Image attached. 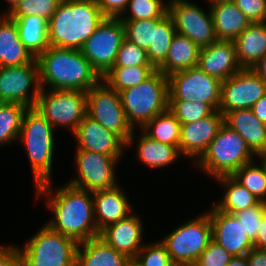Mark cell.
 <instances>
[{
	"mask_svg": "<svg viewBox=\"0 0 266 266\" xmlns=\"http://www.w3.org/2000/svg\"><path fill=\"white\" fill-rule=\"evenodd\" d=\"M72 136L76 140L75 149L112 155L115 158H123V152H126V143L117 134L87 115Z\"/></svg>",
	"mask_w": 266,
	"mask_h": 266,
	"instance_id": "obj_18",
	"label": "cell"
},
{
	"mask_svg": "<svg viewBox=\"0 0 266 266\" xmlns=\"http://www.w3.org/2000/svg\"><path fill=\"white\" fill-rule=\"evenodd\" d=\"M131 66L154 67L149 60L147 51L124 38L113 67Z\"/></svg>",
	"mask_w": 266,
	"mask_h": 266,
	"instance_id": "obj_40",
	"label": "cell"
},
{
	"mask_svg": "<svg viewBox=\"0 0 266 266\" xmlns=\"http://www.w3.org/2000/svg\"><path fill=\"white\" fill-rule=\"evenodd\" d=\"M78 244L75 239L53 231L44 223L18 248L24 266H76Z\"/></svg>",
	"mask_w": 266,
	"mask_h": 266,
	"instance_id": "obj_7",
	"label": "cell"
},
{
	"mask_svg": "<svg viewBox=\"0 0 266 266\" xmlns=\"http://www.w3.org/2000/svg\"><path fill=\"white\" fill-rule=\"evenodd\" d=\"M212 180L219 183L220 187L224 190L223 196L213 204L222 212L233 214L249 207H254L260 202L231 175L219 176Z\"/></svg>",
	"mask_w": 266,
	"mask_h": 266,
	"instance_id": "obj_30",
	"label": "cell"
},
{
	"mask_svg": "<svg viewBox=\"0 0 266 266\" xmlns=\"http://www.w3.org/2000/svg\"><path fill=\"white\" fill-rule=\"evenodd\" d=\"M119 93L128 123L133 129L143 128L155 116L168 110V78L159 70L136 87Z\"/></svg>",
	"mask_w": 266,
	"mask_h": 266,
	"instance_id": "obj_6",
	"label": "cell"
},
{
	"mask_svg": "<svg viewBox=\"0 0 266 266\" xmlns=\"http://www.w3.org/2000/svg\"><path fill=\"white\" fill-rule=\"evenodd\" d=\"M41 89L37 59L23 65L0 67V102L35 107Z\"/></svg>",
	"mask_w": 266,
	"mask_h": 266,
	"instance_id": "obj_15",
	"label": "cell"
},
{
	"mask_svg": "<svg viewBox=\"0 0 266 266\" xmlns=\"http://www.w3.org/2000/svg\"><path fill=\"white\" fill-rule=\"evenodd\" d=\"M160 241L175 266H194L199 256L212 241L209 214L205 211L191 220L180 224Z\"/></svg>",
	"mask_w": 266,
	"mask_h": 266,
	"instance_id": "obj_8",
	"label": "cell"
},
{
	"mask_svg": "<svg viewBox=\"0 0 266 266\" xmlns=\"http://www.w3.org/2000/svg\"><path fill=\"white\" fill-rule=\"evenodd\" d=\"M223 124L224 116L218 110L196 122L181 124V155L186 159H192L195 164L207 151Z\"/></svg>",
	"mask_w": 266,
	"mask_h": 266,
	"instance_id": "obj_17",
	"label": "cell"
},
{
	"mask_svg": "<svg viewBox=\"0 0 266 266\" xmlns=\"http://www.w3.org/2000/svg\"><path fill=\"white\" fill-rule=\"evenodd\" d=\"M265 212L266 202L260 201L254 207L233 213L252 243L256 240L259 227L261 226V219Z\"/></svg>",
	"mask_w": 266,
	"mask_h": 266,
	"instance_id": "obj_43",
	"label": "cell"
},
{
	"mask_svg": "<svg viewBox=\"0 0 266 266\" xmlns=\"http://www.w3.org/2000/svg\"><path fill=\"white\" fill-rule=\"evenodd\" d=\"M139 212L108 225L100 232V237L116 251L134 259L143 245L144 223Z\"/></svg>",
	"mask_w": 266,
	"mask_h": 266,
	"instance_id": "obj_20",
	"label": "cell"
},
{
	"mask_svg": "<svg viewBox=\"0 0 266 266\" xmlns=\"http://www.w3.org/2000/svg\"><path fill=\"white\" fill-rule=\"evenodd\" d=\"M55 129L35 108L26 110L18 141L26 150L34 187L52 181V167L55 155Z\"/></svg>",
	"mask_w": 266,
	"mask_h": 266,
	"instance_id": "obj_4",
	"label": "cell"
},
{
	"mask_svg": "<svg viewBox=\"0 0 266 266\" xmlns=\"http://www.w3.org/2000/svg\"><path fill=\"white\" fill-rule=\"evenodd\" d=\"M168 15V1L164 0H129L121 21L164 19Z\"/></svg>",
	"mask_w": 266,
	"mask_h": 266,
	"instance_id": "obj_36",
	"label": "cell"
},
{
	"mask_svg": "<svg viewBox=\"0 0 266 266\" xmlns=\"http://www.w3.org/2000/svg\"><path fill=\"white\" fill-rule=\"evenodd\" d=\"M163 19H147L135 21H122L124 37L126 40L148 51L150 43H153L154 29Z\"/></svg>",
	"mask_w": 266,
	"mask_h": 266,
	"instance_id": "obj_38",
	"label": "cell"
},
{
	"mask_svg": "<svg viewBox=\"0 0 266 266\" xmlns=\"http://www.w3.org/2000/svg\"><path fill=\"white\" fill-rule=\"evenodd\" d=\"M74 154L76 177L74 175L69 179L68 184L91 192L113 188L119 184L116 168L122 158L80 149H76Z\"/></svg>",
	"mask_w": 266,
	"mask_h": 266,
	"instance_id": "obj_11",
	"label": "cell"
},
{
	"mask_svg": "<svg viewBox=\"0 0 266 266\" xmlns=\"http://www.w3.org/2000/svg\"><path fill=\"white\" fill-rule=\"evenodd\" d=\"M27 109L26 105L0 102V147L18 141L23 116Z\"/></svg>",
	"mask_w": 266,
	"mask_h": 266,
	"instance_id": "obj_33",
	"label": "cell"
},
{
	"mask_svg": "<svg viewBox=\"0 0 266 266\" xmlns=\"http://www.w3.org/2000/svg\"><path fill=\"white\" fill-rule=\"evenodd\" d=\"M175 34L176 29L169 15L154 29L153 43H150L147 53L150 62L155 68L166 59L171 40Z\"/></svg>",
	"mask_w": 266,
	"mask_h": 266,
	"instance_id": "obj_37",
	"label": "cell"
},
{
	"mask_svg": "<svg viewBox=\"0 0 266 266\" xmlns=\"http://www.w3.org/2000/svg\"><path fill=\"white\" fill-rule=\"evenodd\" d=\"M261 226L257 233L256 240L253 242L255 249L266 251V212L263 214L261 219Z\"/></svg>",
	"mask_w": 266,
	"mask_h": 266,
	"instance_id": "obj_48",
	"label": "cell"
},
{
	"mask_svg": "<svg viewBox=\"0 0 266 266\" xmlns=\"http://www.w3.org/2000/svg\"><path fill=\"white\" fill-rule=\"evenodd\" d=\"M61 0H22L9 17L40 16L49 20Z\"/></svg>",
	"mask_w": 266,
	"mask_h": 266,
	"instance_id": "obj_42",
	"label": "cell"
},
{
	"mask_svg": "<svg viewBox=\"0 0 266 266\" xmlns=\"http://www.w3.org/2000/svg\"><path fill=\"white\" fill-rule=\"evenodd\" d=\"M258 158L265 164L266 166V149L258 156Z\"/></svg>",
	"mask_w": 266,
	"mask_h": 266,
	"instance_id": "obj_54",
	"label": "cell"
},
{
	"mask_svg": "<svg viewBox=\"0 0 266 266\" xmlns=\"http://www.w3.org/2000/svg\"><path fill=\"white\" fill-rule=\"evenodd\" d=\"M226 266H248L247 256H233Z\"/></svg>",
	"mask_w": 266,
	"mask_h": 266,
	"instance_id": "obj_52",
	"label": "cell"
},
{
	"mask_svg": "<svg viewBox=\"0 0 266 266\" xmlns=\"http://www.w3.org/2000/svg\"><path fill=\"white\" fill-rule=\"evenodd\" d=\"M231 176L259 201L266 202V166L259 158L244 164Z\"/></svg>",
	"mask_w": 266,
	"mask_h": 266,
	"instance_id": "obj_35",
	"label": "cell"
},
{
	"mask_svg": "<svg viewBox=\"0 0 266 266\" xmlns=\"http://www.w3.org/2000/svg\"><path fill=\"white\" fill-rule=\"evenodd\" d=\"M0 266H24V260L17 245H0Z\"/></svg>",
	"mask_w": 266,
	"mask_h": 266,
	"instance_id": "obj_46",
	"label": "cell"
},
{
	"mask_svg": "<svg viewBox=\"0 0 266 266\" xmlns=\"http://www.w3.org/2000/svg\"><path fill=\"white\" fill-rule=\"evenodd\" d=\"M105 17L119 18L125 11L129 0H96Z\"/></svg>",
	"mask_w": 266,
	"mask_h": 266,
	"instance_id": "obj_47",
	"label": "cell"
},
{
	"mask_svg": "<svg viewBox=\"0 0 266 266\" xmlns=\"http://www.w3.org/2000/svg\"><path fill=\"white\" fill-rule=\"evenodd\" d=\"M224 123L236 131L258 157L266 149V124L251 109H236L224 116Z\"/></svg>",
	"mask_w": 266,
	"mask_h": 266,
	"instance_id": "obj_25",
	"label": "cell"
},
{
	"mask_svg": "<svg viewBox=\"0 0 266 266\" xmlns=\"http://www.w3.org/2000/svg\"><path fill=\"white\" fill-rule=\"evenodd\" d=\"M265 94L266 82L252 69L242 68L221 82V102L218 111L225 116L236 109H250Z\"/></svg>",
	"mask_w": 266,
	"mask_h": 266,
	"instance_id": "obj_16",
	"label": "cell"
},
{
	"mask_svg": "<svg viewBox=\"0 0 266 266\" xmlns=\"http://www.w3.org/2000/svg\"><path fill=\"white\" fill-rule=\"evenodd\" d=\"M168 15L176 33L190 38L199 48L218 40L210 9L206 11L191 0H168Z\"/></svg>",
	"mask_w": 266,
	"mask_h": 266,
	"instance_id": "obj_14",
	"label": "cell"
},
{
	"mask_svg": "<svg viewBox=\"0 0 266 266\" xmlns=\"http://www.w3.org/2000/svg\"><path fill=\"white\" fill-rule=\"evenodd\" d=\"M129 261L100 236L80 242L77 247L76 266H125Z\"/></svg>",
	"mask_w": 266,
	"mask_h": 266,
	"instance_id": "obj_27",
	"label": "cell"
},
{
	"mask_svg": "<svg viewBox=\"0 0 266 266\" xmlns=\"http://www.w3.org/2000/svg\"><path fill=\"white\" fill-rule=\"evenodd\" d=\"M18 27L24 47L37 58L48 47V20L38 15L10 17Z\"/></svg>",
	"mask_w": 266,
	"mask_h": 266,
	"instance_id": "obj_31",
	"label": "cell"
},
{
	"mask_svg": "<svg viewBox=\"0 0 266 266\" xmlns=\"http://www.w3.org/2000/svg\"><path fill=\"white\" fill-rule=\"evenodd\" d=\"M141 130L153 140L179 147L181 122L170 110L155 116Z\"/></svg>",
	"mask_w": 266,
	"mask_h": 266,
	"instance_id": "obj_32",
	"label": "cell"
},
{
	"mask_svg": "<svg viewBox=\"0 0 266 266\" xmlns=\"http://www.w3.org/2000/svg\"><path fill=\"white\" fill-rule=\"evenodd\" d=\"M168 110H170L181 124L196 122L215 110L207 103L185 100H169Z\"/></svg>",
	"mask_w": 266,
	"mask_h": 266,
	"instance_id": "obj_39",
	"label": "cell"
},
{
	"mask_svg": "<svg viewBox=\"0 0 266 266\" xmlns=\"http://www.w3.org/2000/svg\"><path fill=\"white\" fill-rule=\"evenodd\" d=\"M53 187V180L34 187L36 199H45L53 214L45 224L78 243L100 236L94 218L93 193L67 182Z\"/></svg>",
	"mask_w": 266,
	"mask_h": 266,
	"instance_id": "obj_1",
	"label": "cell"
},
{
	"mask_svg": "<svg viewBox=\"0 0 266 266\" xmlns=\"http://www.w3.org/2000/svg\"><path fill=\"white\" fill-rule=\"evenodd\" d=\"M232 258L233 255L212 240L194 266H226Z\"/></svg>",
	"mask_w": 266,
	"mask_h": 266,
	"instance_id": "obj_44",
	"label": "cell"
},
{
	"mask_svg": "<svg viewBox=\"0 0 266 266\" xmlns=\"http://www.w3.org/2000/svg\"><path fill=\"white\" fill-rule=\"evenodd\" d=\"M209 76L224 81L242 69L234 41L217 40L200 48L198 66Z\"/></svg>",
	"mask_w": 266,
	"mask_h": 266,
	"instance_id": "obj_21",
	"label": "cell"
},
{
	"mask_svg": "<svg viewBox=\"0 0 266 266\" xmlns=\"http://www.w3.org/2000/svg\"><path fill=\"white\" fill-rule=\"evenodd\" d=\"M42 89L87 92L102 77L80 50L49 46L37 58Z\"/></svg>",
	"mask_w": 266,
	"mask_h": 266,
	"instance_id": "obj_2",
	"label": "cell"
},
{
	"mask_svg": "<svg viewBox=\"0 0 266 266\" xmlns=\"http://www.w3.org/2000/svg\"><path fill=\"white\" fill-rule=\"evenodd\" d=\"M264 82H266V55L251 68Z\"/></svg>",
	"mask_w": 266,
	"mask_h": 266,
	"instance_id": "obj_51",
	"label": "cell"
},
{
	"mask_svg": "<svg viewBox=\"0 0 266 266\" xmlns=\"http://www.w3.org/2000/svg\"><path fill=\"white\" fill-rule=\"evenodd\" d=\"M234 42L240 66L251 69L266 55V22L252 23Z\"/></svg>",
	"mask_w": 266,
	"mask_h": 266,
	"instance_id": "obj_29",
	"label": "cell"
},
{
	"mask_svg": "<svg viewBox=\"0 0 266 266\" xmlns=\"http://www.w3.org/2000/svg\"><path fill=\"white\" fill-rule=\"evenodd\" d=\"M124 38L123 22L119 18L105 17L80 51L103 77L113 67Z\"/></svg>",
	"mask_w": 266,
	"mask_h": 266,
	"instance_id": "obj_13",
	"label": "cell"
},
{
	"mask_svg": "<svg viewBox=\"0 0 266 266\" xmlns=\"http://www.w3.org/2000/svg\"><path fill=\"white\" fill-rule=\"evenodd\" d=\"M86 94V115L127 143L134 129L128 123L120 93L101 80Z\"/></svg>",
	"mask_w": 266,
	"mask_h": 266,
	"instance_id": "obj_10",
	"label": "cell"
},
{
	"mask_svg": "<svg viewBox=\"0 0 266 266\" xmlns=\"http://www.w3.org/2000/svg\"><path fill=\"white\" fill-rule=\"evenodd\" d=\"M92 193L94 218L99 232L108 225L127 218L134 212L133 205H131L132 203L127 197L128 194L119 184L113 188L98 190Z\"/></svg>",
	"mask_w": 266,
	"mask_h": 266,
	"instance_id": "obj_22",
	"label": "cell"
},
{
	"mask_svg": "<svg viewBox=\"0 0 266 266\" xmlns=\"http://www.w3.org/2000/svg\"><path fill=\"white\" fill-rule=\"evenodd\" d=\"M157 69L155 67H112L102 80L117 92L126 90L144 82Z\"/></svg>",
	"mask_w": 266,
	"mask_h": 266,
	"instance_id": "obj_34",
	"label": "cell"
},
{
	"mask_svg": "<svg viewBox=\"0 0 266 266\" xmlns=\"http://www.w3.org/2000/svg\"><path fill=\"white\" fill-rule=\"evenodd\" d=\"M134 260L139 266H175L160 239L145 243Z\"/></svg>",
	"mask_w": 266,
	"mask_h": 266,
	"instance_id": "obj_41",
	"label": "cell"
},
{
	"mask_svg": "<svg viewBox=\"0 0 266 266\" xmlns=\"http://www.w3.org/2000/svg\"><path fill=\"white\" fill-rule=\"evenodd\" d=\"M7 3V10L5 9L4 13H1V15H9L16 6L22 1V0H5Z\"/></svg>",
	"mask_w": 266,
	"mask_h": 266,
	"instance_id": "obj_53",
	"label": "cell"
},
{
	"mask_svg": "<svg viewBox=\"0 0 266 266\" xmlns=\"http://www.w3.org/2000/svg\"><path fill=\"white\" fill-rule=\"evenodd\" d=\"M246 256L248 266H266V251L253 248Z\"/></svg>",
	"mask_w": 266,
	"mask_h": 266,
	"instance_id": "obj_49",
	"label": "cell"
},
{
	"mask_svg": "<svg viewBox=\"0 0 266 266\" xmlns=\"http://www.w3.org/2000/svg\"><path fill=\"white\" fill-rule=\"evenodd\" d=\"M206 212L211 221L212 240L231 255L245 256L254 248L234 214L222 212L214 205Z\"/></svg>",
	"mask_w": 266,
	"mask_h": 266,
	"instance_id": "obj_19",
	"label": "cell"
},
{
	"mask_svg": "<svg viewBox=\"0 0 266 266\" xmlns=\"http://www.w3.org/2000/svg\"><path fill=\"white\" fill-rule=\"evenodd\" d=\"M104 18L96 0H61L48 20V44L80 50Z\"/></svg>",
	"mask_w": 266,
	"mask_h": 266,
	"instance_id": "obj_3",
	"label": "cell"
},
{
	"mask_svg": "<svg viewBox=\"0 0 266 266\" xmlns=\"http://www.w3.org/2000/svg\"><path fill=\"white\" fill-rule=\"evenodd\" d=\"M135 131L137 129H134L133 134L129 137L126 148L130 149V147H133L134 142H137L135 144L136 148L134 149L136 150L135 160L137 159L142 165H146L149 168L161 169L175 164L179 157L183 159L179 147L153 140L141 129H138V132Z\"/></svg>",
	"mask_w": 266,
	"mask_h": 266,
	"instance_id": "obj_23",
	"label": "cell"
},
{
	"mask_svg": "<svg viewBox=\"0 0 266 266\" xmlns=\"http://www.w3.org/2000/svg\"><path fill=\"white\" fill-rule=\"evenodd\" d=\"M258 158L245 140L225 123L210 143L207 151L193 164L196 169L210 178L232 175L244 164Z\"/></svg>",
	"mask_w": 266,
	"mask_h": 266,
	"instance_id": "obj_5",
	"label": "cell"
},
{
	"mask_svg": "<svg viewBox=\"0 0 266 266\" xmlns=\"http://www.w3.org/2000/svg\"><path fill=\"white\" fill-rule=\"evenodd\" d=\"M214 31L218 40L234 41L252 22L233 1H209Z\"/></svg>",
	"mask_w": 266,
	"mask_h": 266,
	"instance_id": "obj_24",
	"label": "cell"
},
{
	"mask_svg": "<svg viewBox=\"0 0 266 266\" xmlns=\"http://www.w3.org/2000/svg\"><path fill=\"white\" fill-rule=\"evenodd\" d=\"M250 109L261 122L266 124V94L262 96Z\"/></svg>",
	"mask_w": 266,
	"mask_h": 266,
	"instance_id": "obj_50",
	"label": "cell"
},
{
	"mask_svg": "<svg viewBox=\"0 0 266 266\" xmlns=\"http://www.w3.org/2000/svg\"><path fill=\"white\" fill-rule=\"evenodd\" d=\"M125 266H139V265L134 259H130V261Z\"/></svg>",
	"mask_w": 266,
	"mask_h": 266,
	"instance_id": "obj_55",
	"label": "cell"
},
{
	"mask_svg": "<svg viewBox=\"0 0 266 266\" xmlns=\"http://www.w3.org/2000/svg\"><path fill=\"white\" fill-rule=\"evenodd\" d=\"M35 59L21 42L14 20L0 15V67L23 65Z\"/></svg>",
	"mask_w": 266,
	"mask_h": 266,
	"instance_id": "obj_26",
	"label": "cell"
},
{
	"mask_svg": "<svg viewBox=\"0 0 266 266\" xmlns=\"http://www.w3.org/2000/svg\"><path fill=\"white\" fill-rule=\"evenodd\" d=\"M252 23L266 22V0H233Z\"/></svg>",
	"mask_w": 266,
	"mask_h": 266,
	"instance_id": "obj_45",
	"label": "cell"
},
{
	"mask_svg": "<svg viewBox=\"0 0 266 266\" xmlns=\"http://www.w3.org/2000/svg\"><path fill=\"white\" fill-rule=\"evenodd\" d=\"M200 48L188 37L176 33L170 43L166 59L156 68L166 77L198 66Z\"/></svg>",
	"mask_w": 266,
	"mask_h": 266,
	"instance_id": "obj_28",
	"label": "cell"
},
{
	"mask_svg": "<svg viewBox=\"0 0 266 266\" xmlns=\"http://www.w3.org/2000/svg\"><path fill=\"white\" fill-rule=\"evenodd\" d=\"M168 78L169 100L197 101L218 110L221 102V82L199 67L171 74Z\"/></svg>",
	"mask_w": 266,
	"mask_h": 266,
	"instance_id": "obj_12",
	"label": "cell"
},
{
	"mask_svg": "<svg viewBox=\"0 0 266 266\" xmlns=\"http://www.w3.org/2000/svg\"><path fill=\"white\" fill-rule=\"evenodd\" d=\"M86 100L85 91L41 89L35 108L55 130L73 134L86 115Z\"/></svg>",
	"mask_w": 266,
	"mask_h": 266,
	"instance_id": "obj_9",
	"label": "cell"
}]
</instances>
